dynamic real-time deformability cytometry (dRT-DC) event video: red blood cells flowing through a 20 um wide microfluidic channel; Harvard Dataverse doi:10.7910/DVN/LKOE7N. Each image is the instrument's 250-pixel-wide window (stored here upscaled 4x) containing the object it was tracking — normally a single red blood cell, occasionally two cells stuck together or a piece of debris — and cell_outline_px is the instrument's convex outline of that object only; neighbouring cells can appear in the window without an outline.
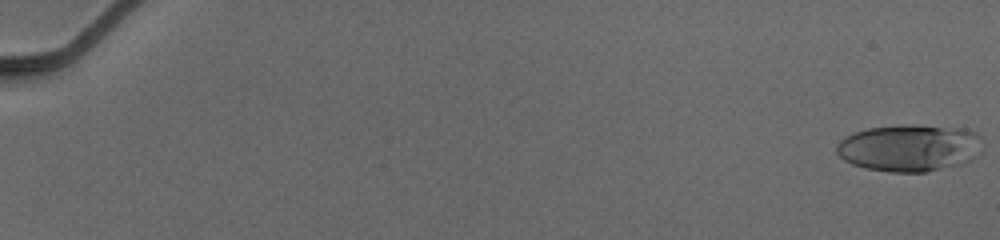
{"species": "human", "species_latin": "Homo sapiens", "temperature_condition": "cold", "stored_images_in_passage": 48, "camera_frame_rate_fps": 3000, "um_per_image_px": 0.085, "donor": {"sex": "male"}, "frame": {"image": 1, "passage_image": 1, "time_ms": 0.0, "image_size_px": [1000, 240], "cell_outline_px": [[980, 152], [972, 160], [928, 172], [892, 172], [864, 168], [852, 164], [844, 160], [836, 152], [836, 144], [844, 136], [868, 128], [900, 124], [912, 124], [964, 128], [976, 132], [980, 136]], "centroid_in_image_um": [77.29, 12.55], "position_along_channel_um": 7.7, "area_um2": 40.34}}
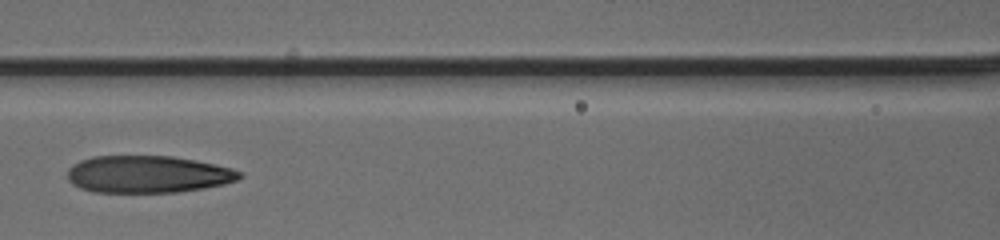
{"frame": {"image": 2, "passage_image": 28, "time_ms": 9.0, "image_size_px": [1000, 240], "cell_outline_px": [[244, 176], [236, 180], [224, 184], [204, 188], [180, 192], [92, 192], [80, 188], [72, 184], [68, 180], [68, 168], [72, 164], [80, 160], [92, 156], [172, 156], [196, 160], [216, 164], [232, 168], [240, 172]], "centroid_in_image_um": [12.56, 14.81], "position_along_channel_um": 154.0, "area_um2": 37.57}}
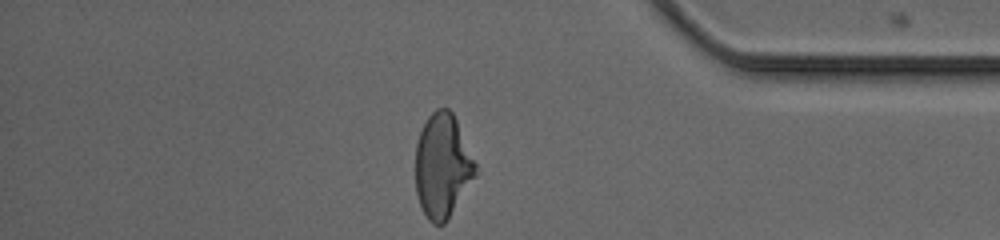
{"frame": {"image": 3, "passage_image": 48, "time_ms": 15.667, "image_size_px": [1000, 240], "cell_outline_px": [[480, 172], [448, 220], [444, 224], [432, 224], [428, 220], [420, 204], [416, 192], [416, 144], [420, 132], [428, 116], [436, 108], [448, 108], [452, 112], [456, 120]], "centroid_in_image_um": [37.64, 14.13], "position_along_channel_um": 397.6, "area_um2": 36.7}, "authors_computed_cell_mechanics": {"area_um2": 37.5989, "velocity_mm_per_s": 3.9419, "shape_relaxation_time_tau1_ms": 7.0924, "shape_relaxation_time_tau2_ms": 1.9441, "deformation_change_tau1": 0.252, "deformation_change_tau2": 0.113}}